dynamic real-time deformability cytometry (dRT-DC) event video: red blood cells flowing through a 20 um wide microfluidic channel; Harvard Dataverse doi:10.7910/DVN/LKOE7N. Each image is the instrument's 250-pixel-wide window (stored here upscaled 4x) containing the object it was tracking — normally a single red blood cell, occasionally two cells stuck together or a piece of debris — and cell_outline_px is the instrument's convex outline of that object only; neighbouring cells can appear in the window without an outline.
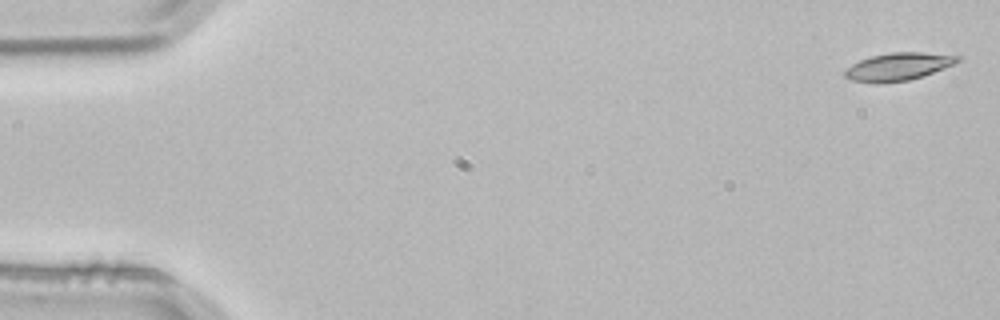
{"species": "common noctule bat (a hibernating species)", "species_latin": "Nyctalus noctula", "temperature_condition": "room temperature", "stored_images_in_passage": 3, "camera_frame_rate_fps": 3000, "um_per_image_px": 0.085, "animal": {"sex": "male", "body_mass_g": 21.5, "forearm_length_mm": 52.0}, "frame": {"image": 1, "passage_image": 1, "time_ms": 0.0, "image_size_px": [1000, 320], "cell_outline_px": [[960, 60], [956, 64], [908, 80], [876, 84], [852, 80], [844, 76], [844, 72], [852, 64], [860, 60], [872, 56], [892, 52], [920, 52], [960, 56]], "centroid_in_image_um": [76.34, 5.66], "position_along_channel_um": 8.7, "area_um2": 17.98}}
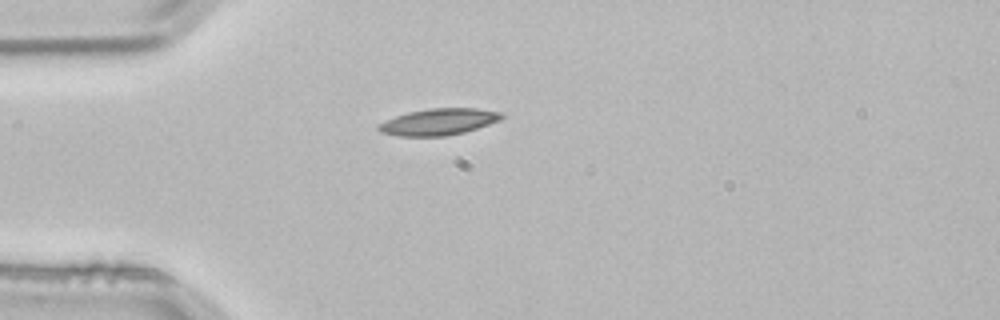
{"frame": {"image": 2, "passage_image": 3, "time_ms": 0.667, "image_size_px": [1000, 320], "cell_outline_px": [[504, 116], [500, 120], [464, 132], [444, 136], [400, 136], [380, 132], [376, 128], [376, 124], [384, 120], [408, 112], [428, 108], [476, 108], [504, 112]], "centroid_in_image_um": [37.26, 10.34], "position_along_channel_um": 47.7, "area_um2": 19.13}}